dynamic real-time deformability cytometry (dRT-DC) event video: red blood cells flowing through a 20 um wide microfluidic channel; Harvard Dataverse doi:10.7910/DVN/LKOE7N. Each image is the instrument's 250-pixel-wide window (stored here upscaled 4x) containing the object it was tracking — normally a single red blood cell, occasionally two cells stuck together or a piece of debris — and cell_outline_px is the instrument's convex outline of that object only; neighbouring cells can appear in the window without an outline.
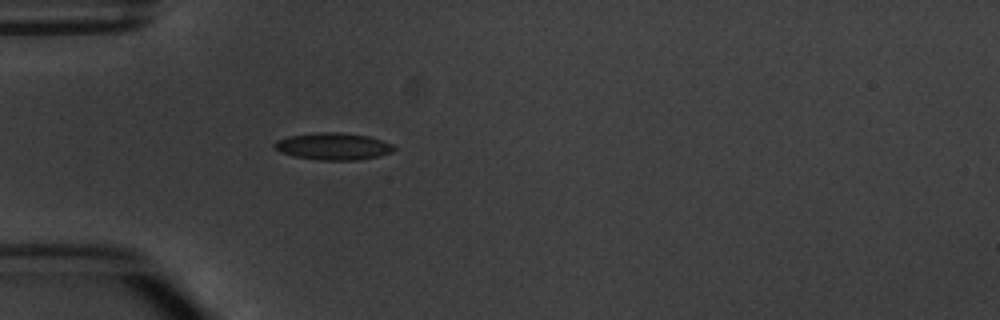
{"species": "common noctule bat (a hibernating species)", "species_latin": "Nyctalus noctula", "temperature_condition": "warm", "stored_images_in_passage": 1, "camera_frame_rate_fps": 3000, "um_per_image_px": 0.085, "animal": {"sex": "male", "body_mass_g": 20.1, "forearm_length_mm": 53.5}, "frame": {"image": 1, "passage_image": 1, "time_ms": 0.0, "image_size_px": [1000, 320], "cell_outline_px": [[396, 148], [392, 152], [380, 156], [360, 160], [320, 160], [292, 156], [280, 152], [272, 148], [272, 144], [276, 140], [288, 136], [320, 132], [340, 132], [368, 136], [392, 144]], "centroid_in_image_um": [28.28, 12.44], "position_along_channel_um": 56.7, "area_um2": 19.02}}